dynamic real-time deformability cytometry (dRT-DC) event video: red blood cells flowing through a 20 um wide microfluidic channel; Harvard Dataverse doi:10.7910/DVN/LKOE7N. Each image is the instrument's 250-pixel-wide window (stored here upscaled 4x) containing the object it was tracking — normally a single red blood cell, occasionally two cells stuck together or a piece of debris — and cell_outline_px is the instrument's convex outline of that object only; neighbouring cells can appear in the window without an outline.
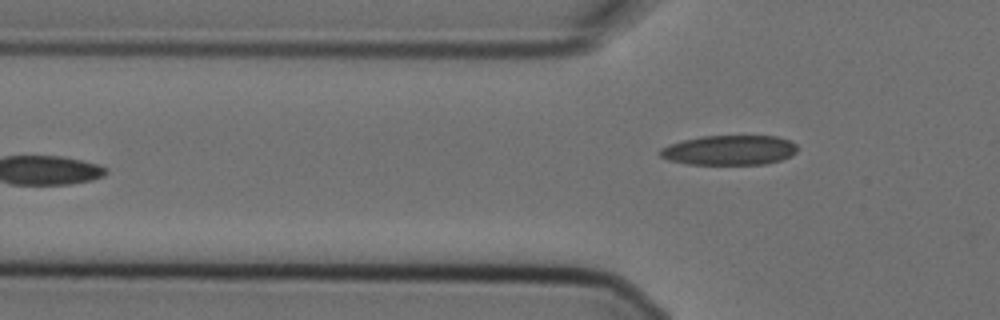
{"species": "Egyptian fruit bat (a non-hibernating species)", "species_latin": "Rousettus aegyptiacus", "temperature_condition": "cold", "stored_images_in_passage": 6, "camera_frame_rate_fps": 3000, "um_per_image_px": 0.085, "animal": {"sex": "female"}, "frame": {"image": 1, "passage_image": 6, "time_ms": 1.667, "image_size_px": [1000, 320], "cell_outline_px": [[796, 152], [792, 156], [780, 160], [764, 164], [688, 164], [668, 160], [660, 156], [660, 148], [668, 144], [700, 136], [776, 136], [788, 140], [796, 144]], "centroid_in_image_um": [61.98, 12.76], "position_along_channel_um": 63.8, "area_um2": 23.81}}